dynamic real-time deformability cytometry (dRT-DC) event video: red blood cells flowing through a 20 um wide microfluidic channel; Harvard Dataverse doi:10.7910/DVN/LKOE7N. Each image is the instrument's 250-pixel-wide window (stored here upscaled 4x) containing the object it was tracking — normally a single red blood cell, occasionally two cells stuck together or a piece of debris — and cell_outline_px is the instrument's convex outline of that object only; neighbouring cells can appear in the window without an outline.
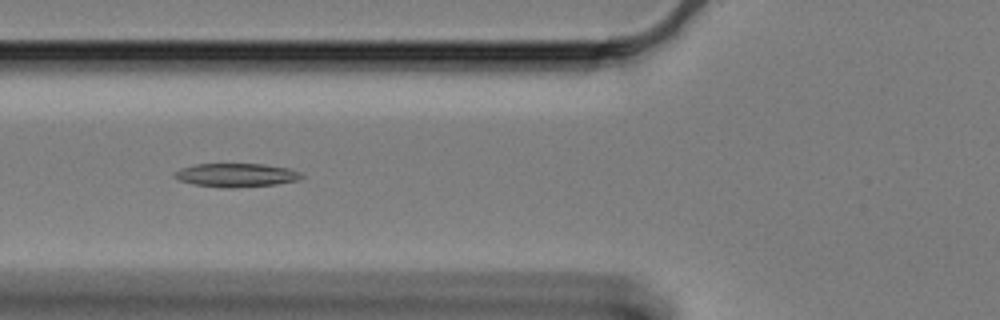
{"species": "Egyptian fruit bat (a non-hibernating species)", "species_latin": "Rousettus aegyptiacus", "temperature_condition": "cold", "stored_images_in_passage": 57, "camera_frame_rate_fps": 3000, "um_per_image_px": 0.085, "animal": {"sex": "female"}, "frame": {"image": 1, "passage_image": 20, "time_ms": 6.333, "image_size_px": [1000, 320], "cell_outline_px": [[304, 176], [300, 180], [276, 184], [232, 188], [224, 188], [192, 184], [180, 180], [172, 176], [172, 172], [180, 168], [196, 164], [264, 164], [288, 168], [300, 172]], "centroid_in_image_um": [20.06, 14.88], "position_along_channel_um": 105.7, "area_um2": 17.63}}
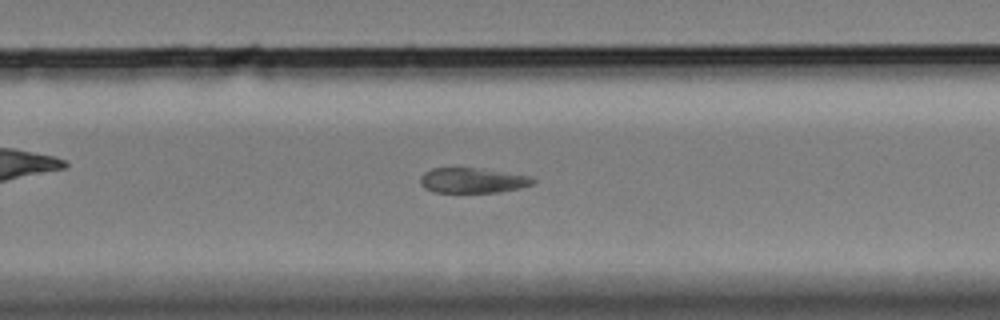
{"frame": {"image": 2, "passage_image": 37, "time_ms": 12.0, "image_size_px": [1000, 320], "cell_outline_px": [[536, 180], [532, 184], [520, 188], [500, 192], [436, 192], [424, 188], [420, 184], [420, 176], [424, 172], [432, 168], [476, 168], [528, 176]], "centroid_in_image_um": [40.12, 15.34], "position_along_channel_um": 289.7, "area_um2": 16.3}}
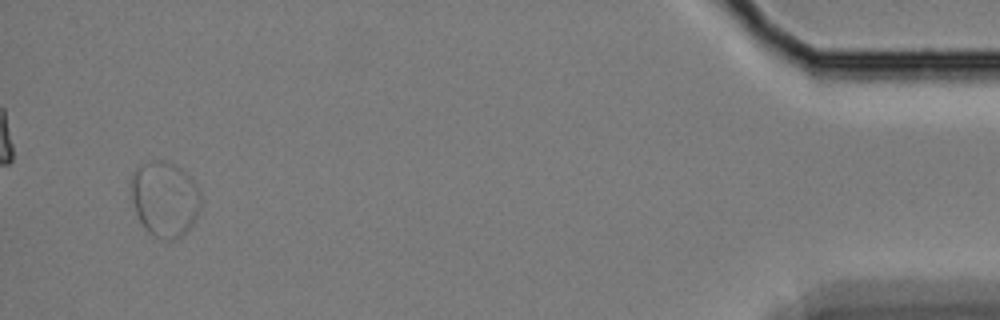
{"frame": {"image": 3, "passage_image": 56, "time_ms": 18.333, "image_size_px": [1000, 320], "cell_outline_px": [[200, 208], [192, 224], [176, 240], [160, 240], [152, 236], [144, 228], [136, 212], [132, 200], [132, 172], [136, 168], [152, 160], [168, 160], [180, 168], [192, 180], [200, 192]], "centroid_in_image_um": [13.99, 16.92], "position_along_channel_um": 421.2, "area_um2": 30.46}}